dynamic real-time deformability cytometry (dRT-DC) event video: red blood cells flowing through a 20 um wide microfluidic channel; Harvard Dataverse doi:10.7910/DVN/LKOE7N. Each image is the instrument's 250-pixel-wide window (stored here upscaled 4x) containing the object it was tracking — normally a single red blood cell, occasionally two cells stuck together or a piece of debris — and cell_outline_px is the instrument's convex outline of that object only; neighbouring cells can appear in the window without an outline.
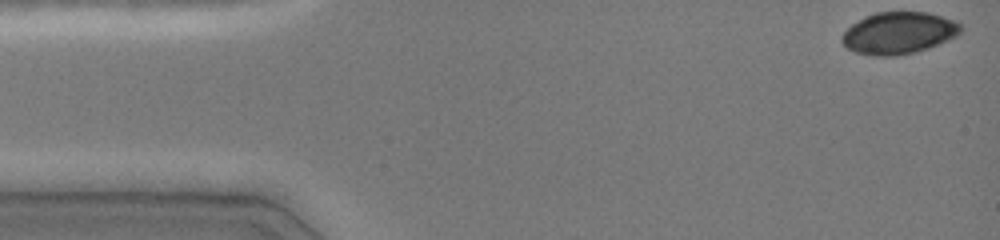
{"species": "common noctule bat (a hibernating species)", "species_latin": "Nyctalus noctula", "temperature_condition": "cold", "stored_images_in_passage": 42, "camera_frame_rate_fps": 3000, "um_per_image_px": 0.085, "animal": {"sex": "female", "body_mass_g": 19.0, "forearm_length_mm": 51.5}, "frame": {"image": 1, "passage_image": 1, "time_ms": 0.0, "image_size_px": [1000, 240], "cell_outline_px": [[964, 28], [956, 36], [948, 40], [928, 48], [916, 52], [896, 56], [876, 56], [856, 52], [848, 48], [840, 40], [840, 36], [852, 24], [864, 16], [876, 12], [928, 12], [956, 20]], "centroid_in_image_um": [76.4, 2.8], "position_along_channel_um": 8.6, "area_um2": 29.19}}
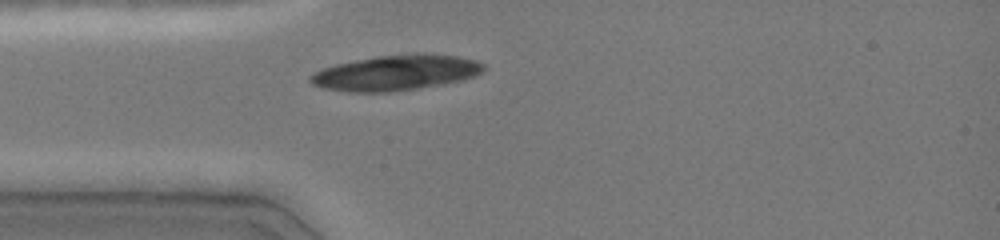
{"frame": {"image": 2, "passage_image": 12, "time_ms": 3.667, "image_size_px": [1000, 240], "cell_outline_px": [[484, 72], [464, 80], [392, 92], [348, 92], [320, 88], [312, 84], [308, 80], [308, 76], [312, 72], [320, 68], [336, 64], [376, 56], [416, 52], [424, 52], [456, 56], [476, 60], [484, 64]], "centroid_in_image_um": [33.61, 6.17], "position_along_channel_um": 51.4, "area_um2": 36.3}}
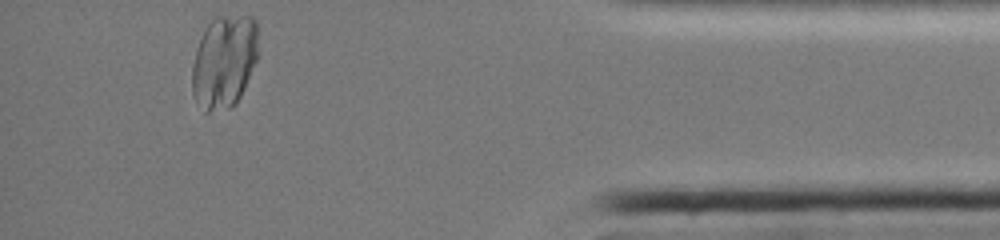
{"frame": {"image": 3, "passage_image": 42, "time_ms": 13.667, "image_size_px": [1000, 240], "cell_outline_px": [[260, 56], [236, 104], [228, 108], [208, 112], [204, 112], [196, 100], [192, 92], [192, 64], [196, 48], [208, 24], [216, 16], [252, 16], [256, 20]], "centroid_in_image_um": [19.09, 5.22], "position_along_channel_um": 416.1, "area_um2": 36.36}}